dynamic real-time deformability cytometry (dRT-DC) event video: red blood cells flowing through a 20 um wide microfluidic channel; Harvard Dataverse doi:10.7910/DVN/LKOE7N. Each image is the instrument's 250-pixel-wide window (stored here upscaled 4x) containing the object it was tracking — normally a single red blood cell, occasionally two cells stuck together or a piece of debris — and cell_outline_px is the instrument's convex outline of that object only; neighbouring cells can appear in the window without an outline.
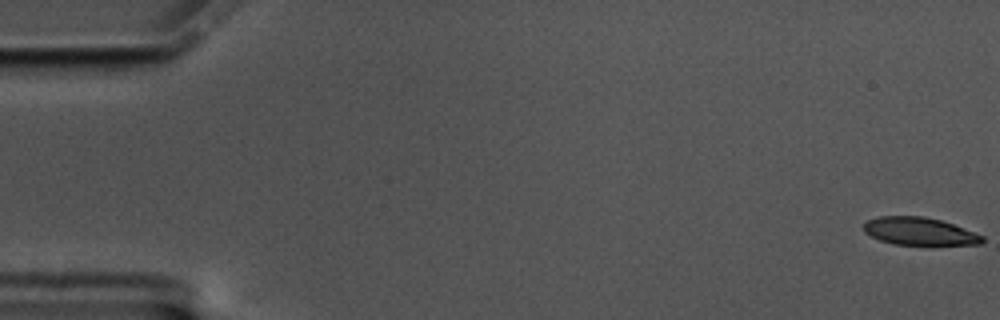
{"species": "common noctule bat (a hibernating species)", "species_latin": "Nyctalus noctula", "temperature_condition": "cold", "stored_images_in_passage": 18, "camera_frame_rate_fps": 3000, "um_per_image_px": 0.085, "animal": {"sex": "male", "body_mass_g": 17.5, "forearm_length_mm": 52.3}, "frame": {"image": 1, "passage_image": 1, "time_ms": 0.0, "image_size_px": [1000, 320], "cell_outline_px": [[984, 244], [896, 244], [880, 240], [864, 232], [864, 224], [868, 220], [876, 216], [924, 216], [940, 220], [952, 224], [984, 236]], "centroid_in_image_um": [78.14, 19.65], "position_along_channel_um": 6.9, "area_um2": 18.84}}
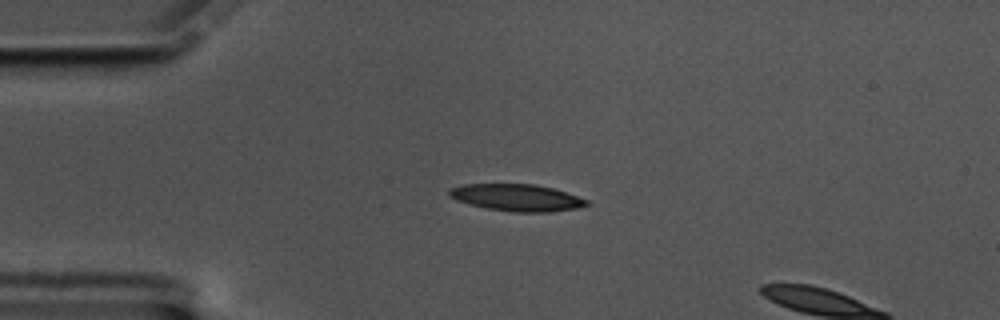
{"frame": {"image": 2, "passage_image": 15, "time_ms": 4.667, "image_size_px": [1000, 320], "cell_outline_px": [[588, 204], [580, 208], [552, 212], [512, 212], [488, 208], [468, 204], [456, 200], [448, 196], [448, 192], [452, 188], [464, 184], [532, 184], [552, 188], [588, 200]], "centroid_in_image_um": [43.92, 16.8], "position_along_channel_um": 41.1, "area_um2": 21.44}}